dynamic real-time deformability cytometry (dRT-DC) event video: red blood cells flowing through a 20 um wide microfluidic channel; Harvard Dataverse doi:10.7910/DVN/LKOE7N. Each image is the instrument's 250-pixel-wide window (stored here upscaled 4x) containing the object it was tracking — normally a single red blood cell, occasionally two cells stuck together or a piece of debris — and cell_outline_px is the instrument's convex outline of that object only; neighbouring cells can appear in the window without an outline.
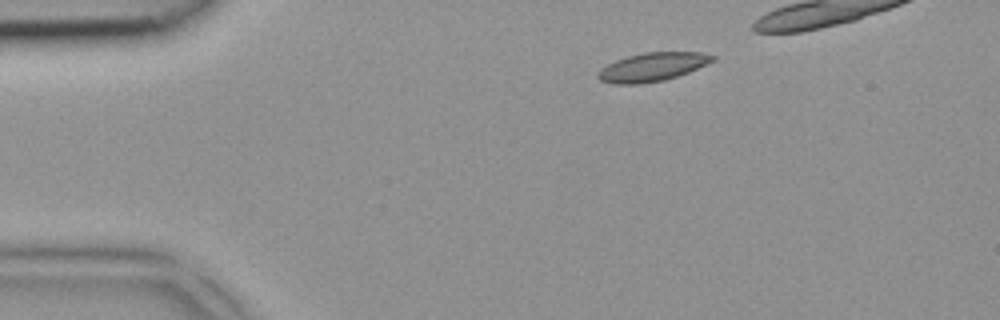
{"species": "common noctule bat (a hibernating species)", "species_latin": "Nyctalus noctula", "temperature_condition": "room temperature", "stored_images_in_passage": 4, "camera_frame_rate_fps": 3000, "um_per_image_px": 0.085, "animal": {"sex": "female", "body_mass_g": 18.4}, "frame": {"image": 1, "passage_image": 1, "time_ms": 0.0, "image_size_px": [1000, 320], "cell_outline_px": [[716, 60], [688, 72], [664, 80], [640, 84], [612, 84], [600, 80], [596, 76], [596, 72], [600, 68], [616, 60], [628, 56], [644, 52], [704, 52], [716, 56]], "centroid_in_image_um": [55.44, 5.69], "position_along_channel_um": 29.6, "area_um2": 19.19}}